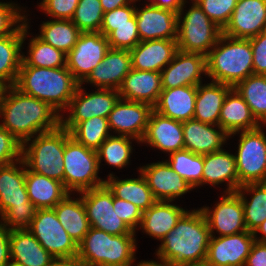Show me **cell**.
I'll list each match as a JSON object with an SVG mask.
<instances>
[{
  "label": "cell",
  "mask_w": 266,
  "mask_h": 266,
  "mask_svg": "<svg viewBox=\"0 0 266 266\" xmlns=\"http://www.w3.org/2000/svg\"><path fill=\"white\" fill-rule=\"evenodd\" d=\"M0 125L21 143L61 125V114L47 102L7 87L0 107ZM2 122V123H1Z\"/></svg>",
  "instance_id": "cell-1"
},
{
  "label": "cell",
  "mask_w": 266,
  "mask_h": 266,
  "mask_svg": "<svg viewBox=\"0 0 266 266\" xmlns=\"http://www.w3.org/2000/svg\"><path fill=\"white\" fill-rule=\"evenodd\" d=\"M210 230L201 209L187 210L156 250L157 259L167 266L205 263Z\"/></svg>",
  "instance_id": "cell-2"
},
{
  "label": "cell",
  "mask_w": 266,
  "mask_h": 266,
  "mask_svg": "<svg viewBox=\"0 0 266 266\" xmlns=\"http://www.w3.org/2000/svg\"><path fill=\"white\" fill-rule=\"evenodd\" d=\"M79 84L67 67H34L22 61L14 86L61 113L68 108Z\"/></svg>",
  "instance_id": "cell-3"
},
{
  "label": "cell",
  "mask_w": 266,
  "mask_h": 266,
  "mask_svg": "<svg viewBox=\"0 0 266 266\" xmlns=\"http://www.w3.org/2000/svg\"><path fill=\"white\" fill-rule=\"evenodd\" d=\"M206 75L213 82L234 88L253 75V52L249 39L233 38L223 33L206 55Z\"/></svg>",
  "instance_id": "cell-4"
},
{
  "label": "cell",
  "mask_w": 266,
  "mask_h": 266,
  "mask_svg": "<svg viewBox=\"0 0 266 266\" xmlns=\"http://www.w3.org/2000/svg\"><path fill=\"white\" fill-rule=\"evenodd\" d=\"M136 235H111L93 227L78 244V259L84 266H133Z\"/></svg>",
  "instance_id": "cell-5"
},
{
  "label": "cell",
  "mask_w": 266,
  "mask_h": 266,
  "mask_svg": "<svg viewBox=\"0 0 266 266\" xmlns=\"http://www.w3.org/2000/svg\"><path fill=\"white\" fill-rule=\"evenodd\" d=\"M70 136V132L60 125L26 140L22 143V160L26 168L64 185L63 155Z\"/></svg>",
  "instance_id": "cell-6"
},
{
  "label": "cell",
  "mask_w": 266,
  "mask_h": 266,
  "mask_svg": "<svg viewBox=\"0 0 266 266\" xmlns=\"http://www.w3.org/2000/svg\"><path fill=\"white\" fill-rule=\"evenodd\" d=\"M191 1L192 6L185 14L183 10L186 8L187 0L177 14V47L183 52L200 53L206 56L216 45L222 29L203 12L196 1Z\"/></svg>",
  "instance_id": "cell-7"
},
{
  "label": "cell",
  "mask_w": 266,
  "mask_h": 266,
  "mask_svg": "<svg viewBox=\"0 0 266 266\" xmlns=\"http://www.w3.org/2000/svg\"><path fill=\"white\" fill-rule=\"evenodd\" d=\"M64 187L72 193L83 192L105 185V179L98 176L97 151L85 147L70 136L65 142L63 155Z\"/></svg>",
  "instance_id": "cell-8"
},
{
  "label": "cell",
  "mask_w": 266,
  "mask_h": 266,
  "mask_svg": "<svg viewBox=\"0 0 266 266\" xmlns=\"http://www.w3.org/2000/svg\"><path fill=\"white\" fill-rule=\"evenodd\" d=\"M265 125L229 135L240 134L235 155L239 187L248 183H266V134Z\"/></svg>",
  "instance_id": "cell-9"
},
{
  "label": "cell",
  "mask_w": 266,
  "mask_h": 266,
  "mask_svg": "<svg viewBox=\"0 0 266 266\" xmlns=\"http://www.w3.org/2000/svg\"><path fill=\"white\" fill-rule=\"evenodd\" d=\"M84 87L79 84L68 108L69 115L61 113V125L69 132L81 121L99 116L108 118L115 103L119 100V91L114 89L97 88L91 93L84 92Z\"/></svg>",
  "instance_id": "cell-10"
},
{
  "label": "cell",
  "mask_w": 266,
  "mask_h": 266,
  "mask_svg": "<svg viewBox=\"0 0 266 266\" xmlns=\"http://www.w3.org/2000/svg\"><path fill=\"white\" fill-rule=\"evenodd\" d=\"M79 196L84 203L90 227L111 235H136L117 216L113 193L106 185L80 192Z\"/></svg>",
  "instance_id": "cell-11"
},
{
  "label": "cell",
  "mask_w": 266,
  "mask_h": 266,
  "mask_svg": "<svg viewBox=\"0 0 266 266\" xmlns=\"http://www.w3.org/2000/svg\"><path fill=\"white\" fill-rule=\"evenodd\" d=\"M28 230L54 258L77 256L78 245L62 227L53 208L38 209Z\"/></svg>",
  "instance_id": "cell-12"
},
{
  "label": "cell",
  "mask_w": 266,
  "mask_h": 266,
  "mask_svg": "<svg viewBox=\"0 0 266 266\" xmlns=\"http://www.w3.org/2000/svg\"><path fill=\"white\" fill-rule=\"evenodd\" d=\"M109 49L108 39L101 32H81L75 46L66 56V67L81 84Z\"/></svg>",
  "instance_id": "cell-13"
},
{
  "label": "cell",
  "mask_w": 266,
  "mask_h": 266,
  "mask_svg": "<svg viewBox=\"0 0 266 266\" xmlns=\"http://www.w3.org/2000/svg\"><path fill=\"white\" fill-rule=\"evenodd\" d=\"M214 206V209L209 206L200 208L211 235L215 234L214 231L219 237L247 231L242 201L237 192L224 193Z\"/></svg>",
  "instance_id": "cell-14"
},
{
  "label": "cell",
  "mask_w": 266,
  "mask_h": 266,
  "mask_svg": "<svg viewBox=\"0 0 266 266\" xmlns=\"http://www.w3.org/2000/svg\"><path fill=\"white\" fill-rule=\"evenodd\" d=\"M152 110L150 104L119 98L108 116L110 131H113V134L134 138L140 143Z\"/></svg>",
  "instance_id": "cell-15"
},
{
  "label": "cell",
  "mask_w": 266,
  "mask_h": 266,
  "mask_svg": "<svg viewBox=\"0 0 266 266\" xmlns=\"http://www.w3.org/2000/svg\"><path fill=\"white\" fill-rule=\"evenodd\" d=\"M254 242L250 231L220 237L211 235L205 263L210 266H244Z\"/></svg>",
  "instance_id": "cell-16"
},
{
  "label": "cell",
  "mask_w": 266,
  "mask_h": 266,
  "mask_svg": "<svg viewBox=\"0 0 266 266\" xmlns=\"http://www.w3.org/2000/svg\"><path fill=\"white\" fill-rule=\"evenodd\" d=\"M163 89L198 86L206 76V56L177 50L172 61L160 72Z\"/></svg>",
  "instance_id": "cell-17"
},
{
  "label": "cell",
  "mask_w": 266,
  "mask_h": 266,
  "mask_svg": "<svg viewBox=\"0 0 266 266\" xmlns=\"http://www.w3.org/2000/svg\"><path fill=\"white\" fill-rule=\"evenodd\" d=\"M156 201H174L193 190L165 161L139 167Z\"/></svg>",
  "instance_id": "cell-18"
},
{
  "label": "cell",
  "mask_w": 266,
  "mask_h": 266,
  "mask_svg": "<svg viewBox=\"0 0 266 266\" xmlns=\"http://www.w3.org/2000/svg\"><path fill=\"white\" fill-rule=\"evenodd\" d=\"M266 30V0H238L229 23L222 30L225 36L250 39Z\"/></svg>",
  "instance_id": "cell-19"
},
{
  "label": "cell",
  "mask_w": 266,
  "mask_h": 266,
  "mask_svg": "<svg viewBox=\"0 0 266 266\" xmlns=\"http://www.w3.org/2000/svg\"><path fill=\"white\" fill-rule=\"evenodd\" d=\"M131 55L127 49L110 48L103 60L81 83H90L101 89L119 90L124 77L131 71Z\"/></svg>",
  "instance_id": "cell-20"
},
{
  "label": "cell",
  "mask_w": 266,
  "mask_h": 266,
  "mask_svg": "<svg viewBox=\"0 0 266 266\" xmlns=\"http://www.w3.org/2000/svg\"><path fill=\"white\" fill-rule=\"evenodd\" d=\"M177 14L146 4L136 7L135 17L140 41L169 39L177 40Z\"/></svg>",
  "instance_id": "cell-21"
},
{
  "label": "cell",
  "mask_w": 266,
  "mask_h": 266,
  "mask_svg": "<svg viewBox=\"0 0 266 266\" xmlns=\"http://www.w3.org/2000/svg\"><path fill=\"white\" fill-rule=\"evenodd\" d=\"M140 143L168 154L184 149L182 122L152 110L146 132Z\"/></svg>",
  "instance_id": "cell-22"
},
{
  "label": "cell",
  "mask_w": 266,
  "mask_h": 266,
  "mask_svg": "<svg viewBox=\"0 0 266 266\" xmlns=\"http://www.w3.org/2000/svg\"><path fill=\"white\" fill-rule=\"evenodd\" d=\"M184 149L205 155L223 149L229 135L219 126L202 123L195 119L182 122Z\"/></svg>",
  "instance_id": "cell-23"
},
{
  "label": "cell",
  "mask_w": 266,
  "mask_h": 266,
  "mask_svg": "<svg viewBox=\"0 0 266 266\" xmlns=\"http://www.w3.org/2000/svg\"><path fill=\"white\" fill-rule=\"evenodd\" d=\"M177 40L158 39L140 41L129 50L132 68L161 72L177 52Z\"/></svg>",
  "instance_id": "cell-24"
},
{
  "label": "cell",
  "mask_w": 266,
  "mask_h": 266,
  "mask_svg": "<svg viewBox=\"0 0 266 266\" xmlns=\"http://www.w3.org/2000/svg\"><path fill=\"white\" fill-rule=\"evenodd\" d=\"M161 73L147 70L131 71L124 77L119 97L128 101L143 102L154 107L162 92Z\"/></svg>",
  "instance_id": "cell-25"
},
{
  "label": "cell",
  "mask_w": 266,
  "mask_h": 266,
  "mask_svg": "<svg viewBox=\"0 0 266 266\" xmlns=\"http://www.w3.org/2000/svg\"><path fill=\"white\" fill-rule=\"evenodd\" d=\"M27 17L24 14V22L12 34L0 37V82L7 87L15 85L18 77L23 53L21 49L30 33Z\"/></svg>",
  "instance_id": "cell-26"
},
{
  "label": "cell",
  "mask_w": 266,
  "mask_h": 266,
  "mask_svg": "<svg viewBox=\"0 0 266 266\" xmlns=\"http://www.w3.org/2000/svg\"><path fill=\"white\" fill-rule=\"evenodd\" d=\"M23 160L0 166V218L11 208L29 203Z\"/></svg>",
  "instance_id": "cell-27"
},
{
  "label": "cell",
  "mask_w": 266,
  "mask_h": 266,
  "mask_svg": "<svg viewBox=\"0 0 266 266\" xmlns=\"http://www.w3.org/2000/svg\"><path fill=\"white\" fill-rule=\"evenodd\" d=\"M227 184L224 193L236 192L239 188L235 155L222 149L204 155L202 185ZM227 182V183H226Z\"/></svg>",
  "instance_id": "cell-28"
},
{
  "label": "cell",
  "mask_w": 266,
  "mask_h": 266,
  "mask_svg": "<svg viewBox=\"0 0 266 266\" xmlns=\"http://www.w3.org/2000/svg\"><path fill=\"white\" fill-rule=\"evenodd\" d=\"M197 86H181L163 89L153 109L179 122L193 119Z\"/></svg>",
  "instance_id": "cell-29"
},
{
  "label": "cell",
  "mask_w": 266,
  "mask_h": 266,
  "mask_svg": "<svg viewBox=\"0 0 266 266\" xmlns=\"http://www.w3.org/2000/svg\"><path fill=\"white\" fill-rule=\"evenodd\" d=\"M186 211L181 206L172 204L171 201H156L143 211L139 227L143 233L161 242Z\"/></svg>",
  "instance_id": "cell-30"
},
{
  "label": "cell",
  "mask_w": 266,
  "mask_h": 266,
  "mask_svg": "<svg viewBox=\"0 0 266 266\" xmlns=\"http://www.w3.org/2000/svg\"><path fill=\"white\" fill-rule=\"evenodd\" d=\"M10 258L22 266H50L55 260L28 229L11 230Z\"/></svg>",
  "instance_id": "cell-31"
},
{
  "label": "cell",
  "mask_w": 266,
  "mask_h": 266,
  "mask_svg": "<svg viewBox=\"0 0 266 266\" xmlns=\"http://www.w3.org/2000/svg\"><path fill=\"white\" fill-rule=\"evenodd\" d=\"M218 125L231 135L258 128L261 124L252 115L250 107L241 95L232 88L224 99Z\"/></svg>",
  "instance_id": "cell-32"
},
{
  "label": "cell",
  "mask_w": 266,
  "mask_h": 266,
  "mask_svg": "<svg viewBox=\"0 0 266 266\" xmlns=\"http://www.w3.org/2000/svg\"><path fill=\"white\" fill-rule=\"evenodd\" d=\"M231 89V86L219 82L200 83L197 86L193 119L218 125L224 99Z\"/></svg>",
  "instance_id": "cell-33"
},
{
  "label": "cell",
  "mask_w": 266,
  "mask_h": 266,
  "mask_svg": "<svg viewBox=\"0 0 266 266\" xmlns=\"http://www.w3.org/2000/svg\"><path fill=\"white\" fill-rule=\"evenodd\" d=\"M72 194H67L53 209L62 227L78 245L88 233L90 225L82 198H73Z\"/></svg>",
  "instance_id": "cell-34"
},
{
  "label": "cell",
  "mask_w": 266,
  "mask_h": 266,
  "mask_svg": "<svg viewBox=\"0 0 266 266\" xmlns=\"http://www.w3.org/2000/svg\"><path fill=\"white\" fill-rule=\"evenodd\" d=\"M25 184L29 200L38 208H54L69 192L62 182L33 173L25 166Z\"/></svg>",
  "instance_id": "cell-35"
},
{
  "label": "cell",
  "mask_w": 266,
  "mask_h": 266,
  "mask_svg": "<svg viewBox=\"0 0 266 266\" xmlns=\"http://www.w3.org/2000/svg\"><path fill=\"white\" fill-rule=\"evenodd\" d=\"M107 177L105 185L113 193L114 197L133 203L142 212L146 211L156 202L141 172L138 178L120 180L113 173H110Z\"/></svg>",
  "instance_id": "cell-36"
},
{
  "label": "cell",
  "mask_w": 266,
  "mask_h": 266,
  "mask_svg": "<svg viewBox=\"0 0 266 266\" xmlns=\"http://www.w3.org/2000/svg\"><path fill=\"white\" fill-rule=\"evenodd\" d=\"M236 192L242 201L246 229L253 233L266 220V183L244 184ZM247 194H253L251 200Z\"/></svg>",
  "instance_id": "cell-37"
},
{
  "label": "cell",
  "mask_w": 266,
  "mask_h": 266,
  "mask_svg": "<svg viewBox=\"0 0 266 266\" xmlns=\"http://www.w3.org/2000/svg\"><path fill=\"white\" fill-rule=\"evenodd\" d=\"M40 34L36 36L47 44L68 54L75 46L81 33L71 20L52 19L43 21Z\"/></svg>",
  "instance_id": "cell-38"
},
{
  "label": "cell",
  "mask_w": 266,
  "mask_h": 266,
  "mask_svg": "<svg viewBox=\"0 0 266 266\" xmlns=\"http://www.w3.org/2000/svg\"><path fill=\"white\" fill-rule=\"evenodd\" d=\"M234 89L248 104L255 119L266 125V75H250Z\"/></svg>",
  "instance_id": "cell-39"
},
{
  "label": "cell",
  "mask_w": 266,
  "mask_h": 266,
  "mask_svg": "<svg viewBox=\"0 0 266 266\" xmlns=\"http://www.w3.org/2000/svg\"><path fill=\"white\" fill-rule=\"evenodd\" d=\"M169 160V161H168ZM166 162L193 189L202 186L204 155L195 154L189 150H180L169 154Z\"/></svg>",
  "instance_id": "cell-40"
},
{
  "label": "cell",
  "mask_w": 266,
  "mask_h": 266,
  "mask_svg": "<svg viewBox=\"0 0 266 266\" xmlns=\"http://www.w3.org/2000/svg\"><path fill=\"white\" fill-rule=\"evenodd\" d=\"M28 55L22 53V61L27 66L60 68L66 67V56L63 51L45 43L36 35L28 43Z\"/></svg>",
  "instance_id": "cell-41"
},
{
  "label": "cell",
  "mask_w": 266,
  "mask_h": 266,
  "mask_svg": "<svg viewBox=\"0 0 266 266\" xmlns=\"http://www.w3.org/2000/svg\"><path fill=\"white\" fill-rule=\"evenodd\" d=\"M108 118L95 116L79 122L71 131V136L85 147L97 151L110 136Z\"/></svg>",
  "instance_id": "cell-42"
},
{
  "label": "cell",
  "mask_w": 266,
  "mask_h": 266,
  "mask_svg": "<svg viewBox=\"0 0 266 266\" xmlns=\"http://www.w3.org/2000/svg\"><path fill=\"white\" fill-rule=\"evenodd\" d=\"M134 138L110 135L97 150L99 166L102 159L108 164L118 169L130 164L132 154V141Z\"/></svg>",
  "instance_id": "cell-43"
},
{
  "label": "cell",
  "mask_w": 266,
  "mask_h": 266,
  "mask_svg": "<svg viewBox=\"0 0 266 266\" xmlns=\"http://www.w3.org/2000/svg\"><path fill=\"white\" fill-rule=\"evenodd\" d=\"M103 15L100 0H79L71 21L81 32H100Z\"/></svg>",
  "instance_id": "cell-44"
},
{
  "label": "cell",
  "mask_w": 266,
  "mask_h": 266,
  "mask_svg": "<svg viewBox=\"0 0 266 266\" xmlns=\"http://www.w3.org/2000/svg\"><path fill=\"white\" fill-rule=\"evenodd\" d=\"M100 32L107 37L113 49L131 50L140 42L135 15L131 18V24L101 25Z\"/></svg>",
  "instance_id": "cell-45"
},
{
  "label": "cell",
  "mask_w": 266,
  "mask_h": 266,
  "mask_svg": "<svg viewBox=\"0 0 266 266\" xmlns=\"http://www.w3.org/2000/svg\"><path fill=\"white\" fill-rule=\"evenodd\" d=\"M222 30L229 23L238 0H194Z\"/></svg>",
  "instance_id": "cell-46"
},
{
  "label": "cell",
  "mask_w": 266,
  "mask_h": 266,
  "mask_svg": "<svg viewBox=\"0 0 266 266\" xmlns=\"http://www.w3.org/2000/svg\"><path fill=\"white\" fill-rule=\"evenodd\" d=\"M38 208L30 201L25 206L11 207L0 221L9 229H28Z\"/></svg>",
  "instance_id": "cell-47"
},
{
  "label": "cell",
  "mask_w": 266,
  "mask_h": 266,
  "mask_svg": "<svg viewBox=\"0 0 266 266\" xmlns=\"http://www.w3.org/2000/svg\"><path fill=\"white\" fill-rule=\"evenodd\" d=\"M17 5L0 1V37L12 34L24 22L25 11Z\"/></svg>",
  "instance_id": "cell-48"
},
{
  "label": "cell",
  "mask_w": 266,
  "mask_h": 266,
  "mask_svg": "<svg viewBox=\"0 0 266 266\" xmlns=\"http://www.w3.org/2000/svg\"><path fill=\"white\" fill-rule=\"evenodd\" d=\"M22 159V143L0 125V166Z\"/></svg>",
  "instance_id": "cell-49"
},
{
  "label": "cell",
  "mask_w": 266,
  "mask_h": 266,
  "mask_svg": "<svg viewBox=\"0 0 266 266\" xmlns=\"http://www.w3.org/2000/svg\"><path fill=\"white\" fill-rule=\"evenodd\" d=\"M79 0H42L39 8L51 19L71 20Z\"/></svg>",
  "instance_id": "cell-50"
},
{
  "label": "cell",
  "mask_w": 266,
  "mask_h": 266,
  "mask_svg": "<svg viewBox=\"0 0 266 266\" xmlns=\"http://www.w3.org/2000/svg\"><path fill=\"white\" fill-rule=\"evenodd\" d=\"M113 205H116L117 216L122 219L125 225H127L133 232L136 233L141 223L143 215L142 210L135 206L133 203L114 197Z\"/></svg>",
  "instance_id": "cell-51"
},
{
  "label": "cell",
  "mask_w": 266,
  "mask_h": 266,
  "mask_svg": "<svg viewBox=\"0 0 266 266\" xmlns=\"http://www.w3.org/2000/svg\"><path fill=\"white\" fill-rule=\"evenodd\" d=\"M249 40L253 52V74L266 75V30Z\"/></svg>",
  "instance_id": "cell-52"
},
{
  "label": "cell",
  "mask_w": 266,
  "mask_h": 266,
  "mask_svg": "<svg viewBox=\"0 0 266 266\" xmlns=\"http://www.w3.org/2000/svg\"><path fill=\"white\" fill-rule=\"evenodd\" d=\"M136 3L107 11L103 15L102 25L131 24V18L135 15Z\"/></svg>",
  "instance_id": "cell-53"
},
{
  "label": "cell",
  "mask_w": 266,
  "mask_h": 266,
  "mask_svg": "<svg viewBox=\"0 0 266 266\" xmlns=\"http://www.w3.org/2000/svg\"><path fill=\"white\" fill-rule=\"evenodd\" d=\"M244 266H266V243H253Z\"/></svg>",
  "instance_id": "cell-54"
},
{
  "label": "cell",
  "mask_w": 266,
  "mask_h": 266,
  "mask_svg": "<svg viewBox=\"0 0 266 266\" xmlns=\"http://www.w3.org/2000/svg\"><path fill=\"white\" fill-rule=\"evenodd\" d=\"M10 232L0 221V266H5L10 258Z\"/></svg>",
  "instance_id": "cell-55"
},
{
  "label": "cell",
  "mask_w": 266,
  "mask_h": 266,
  "mask_svg": "<svg viewBox=\"0 0 266 266\" xmlns=\"http://www.w3.org/2000/svg\"><path fill=\"white\" fill-rule=\"evenodd\" d=\"M150 1V3H149ZM185 0H148V5L156 6L161 9L170 10L178 14Z\"/></svg>",
  "instance_id": "cell-56"
},
{
  "label": "cell",
  "mask_w": 266,
  "mask_h": 266,
  "mask_svg": "<svg viewBox=\"0 0 266 266\" xmlns=\"http://www.w3.org/2000/svg\"><path fill=\"white\" fill-rule=\"evenodd\" d=\"M141 0H100L104 13Z\"/></svg>",
  "instance_id": "cell-57"
},
{
  "label": "cell",
  "mask_w": 266,
  "mask_h": 266,
  "mask_svg": "<svg viewBox=\"0 0 266 266\" xmlns=\"http://www.w3.org/2000/svg\"><path fill=\"white\" fill-rule=\"evenodd\" d=\"M50 266H84L77 256L70 258H55Z\"/></svg>",
  "instance_id": "cell-58"
},
{
  "label": "cell",
  "mask_w": 266,
  "mask_h": 266,
  "mask_svg": "<svg viewBox=\"0 0 266 266\" xmlns=\"http://www.w3.org/2000/svg\"><path fill=\"white\" fill-rule=\"evenodd\" d=\"M258 233H260V237H258ZM253 236L255 241L266 243V220L253 232Z\"/></svg>",
  "instance_id": "cell-59"
},
{
  "label": "cell",
  "mask_w": 266,
  "mask_h": 266,
  "mask_svg": "<svg viewBox=\"0 0 266 266\" xmlns=\"http://www.w3.org/2000/svg\"><path fill=\"white\" fill-rule=\"evenodd\" d=\"M136 266H167L165 263H163V262H161V261H154V260H152V261H150V260H148V261H140Z\"/></svg>",
  "instance_id": "cell-60"
},
{
  "label": "cell",
  "mask_w": 266,
  "mask_h": 266,
  "mask_svg": "<svg viewBox=\"0 0 266 266\" xmlns=\"http://www.w3.org/2000/svg\"><path fill=\"white\" fill-rule=\"evenodd\" d=\"M6 89H7V86L0 82V107H1V102H2L3 95H4L5 91H6Z\"/></svg>",
  "instance_id": "cell-61"
},
{
  "label": "cell",
  "mask_w": 266,
  "mask_h": 266,
  "mask_svg": "<svg viewBox=\"0 0 266 266\" xmlns=\"http://www.w3.org/2000/svg\"><path fill=\"white\" fill-rule=\"evenodd\" d=\"M5 266H22V265L10 259Z\"/></svg>",
  "instance_id": "cell-62"
},
{
  "label": "cell",
  "mask_w": 266,
  "mask_h": 266,
  "mask_svg": "<svg viewBox=\"0 0 266 266\" xmlns=\"http://www.w3.org/2000/svg\"><path fill=\"white\" fill-rule=\"evenodd\" d=\"M184 266H210V265H207L206 263H202V264H192V265H184Z\"/></svg>",
  "instance_id": "cell-63"
}]
</instances>
